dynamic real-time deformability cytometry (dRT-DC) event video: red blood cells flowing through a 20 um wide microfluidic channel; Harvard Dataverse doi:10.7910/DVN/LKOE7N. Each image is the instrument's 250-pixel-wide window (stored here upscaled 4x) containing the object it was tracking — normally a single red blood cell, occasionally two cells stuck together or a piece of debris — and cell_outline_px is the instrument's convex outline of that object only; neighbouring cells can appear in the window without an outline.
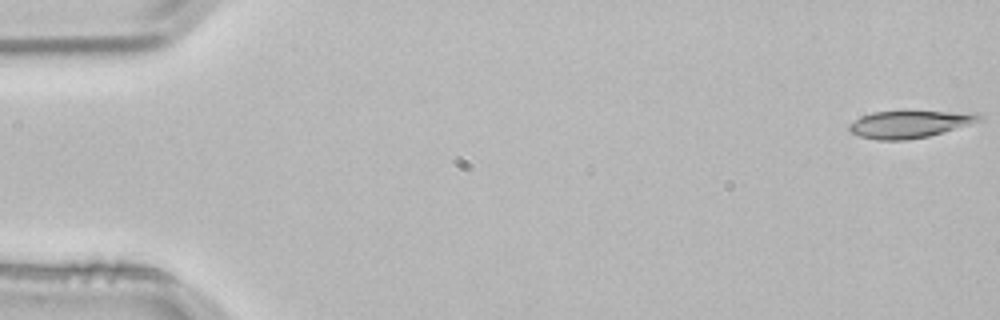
{"species": "common noctule bat (a hibernating species)", "species_latin": "Nyctalus noctula", "temperature_condition": "room temperature", "stored_images_in_passage": 49, "camera_frame_rate_fps": 3000, "um_per_image_px": 0.085, "animal": {"sex": "male", "body_mass_g": 21.5, "forearm_length_mm": 52.0}, "frame": {"image": 1, "passage_image": 1, "time_ms": 0.0, "image_size_px": [1000, 320], "cell_outline_px": [[984, 120], [928, 136], [908, 140], [876, 140], [860, 136], [848, 132], [848, 124], [860, 116], [872, 112], [976, 112], [984, 116]], "centroid_in_image_um": [77.3, 10.56], "position_along_channel_um": 7.7, "area_um2": 20.63}}
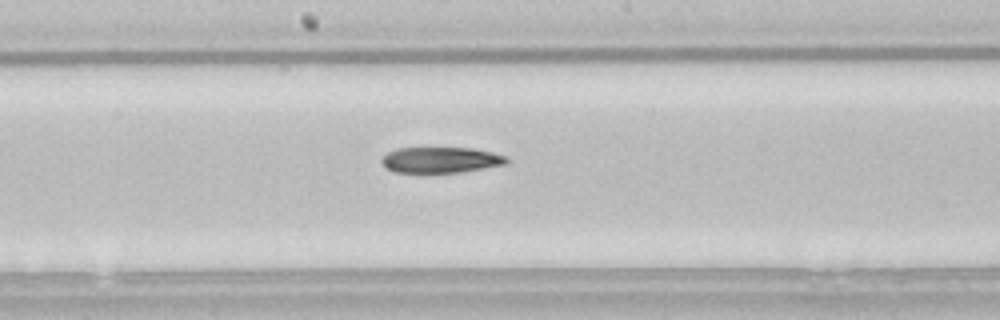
{"frame": {"image": 2, "passage_image": 28, "time_ms": 9.0, "image_size_px": [1000, 320], "cell_outline_px": [[508, 160], [504, 164], [460, 172], [396, 172], [384, 168], [380, 160], [388, 152], [396, 148], [472, 148], [492, 152], [508, 156]], "centroid_in_image_um": [37.43, 13.58], "position_along_channel_um": 210.8, "area_um2": 18.67}}
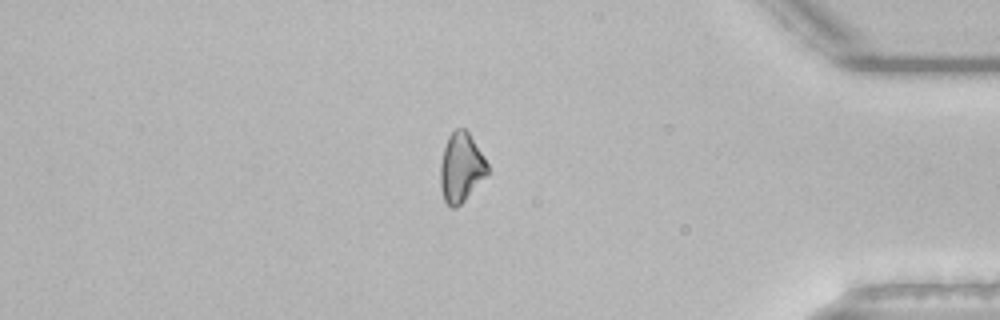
{"frame": {"image": 3, "passage_image": 45, "time_ms": 14.667, "image_size_px": [1000, 320], "cell_outline_px": [[488, 176], [456, 208], [452, 208], [444, 200], [440, 188], [440, 164], [444, 148], [448, 136], [456, 128], [464, 128], [468, 132], [484, 156], [488, 164]], "centroid_in_image_um": [39.2, 14.25], "position_along_channel_um": 396.0, "area_um2": 19.13}, "authors_computed_cell_mechanics": {"area_um2": 20.0566, "velocity_mm_per_s": 3.8393, "shape_relaxation_time_tau1_ms": 6.9997, "shape_relaxation_time_tau2_ms": null, "deformation_change_tau1": 0.1591, "deformation_change_tau2": null}}